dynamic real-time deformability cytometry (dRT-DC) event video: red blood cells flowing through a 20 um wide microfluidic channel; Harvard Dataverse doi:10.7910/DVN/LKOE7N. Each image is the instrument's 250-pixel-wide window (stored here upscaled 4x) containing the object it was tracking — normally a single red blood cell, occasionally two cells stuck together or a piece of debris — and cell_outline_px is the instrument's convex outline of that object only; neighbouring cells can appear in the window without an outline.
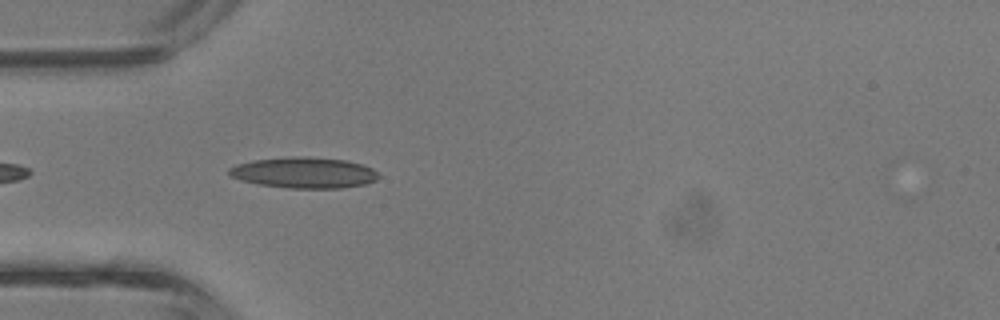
{"species": "common noctule bat (a hibernating species)", "species_latin": "Nyctalus noctula", "temperature_condition": "room temperature", "stored_images_in_passage": 4, "camera_frame_rate_fps": 3000, "um_per_image_px": 0.085, "animal": {"sex": "male", "body_mass_g": 13.3}, "frame": {"image": 1, "passage_image": 4, "time_ms": 1.0, "image_size_px": [1000, 320], "cell_outline_px": [[380, 176], [376, 180], [364, 184], [340, 188], [288, 188], [260, 184], [240, 180], [228, 176], [228, 168], [236, 164], [252, 160], [296, 156], [308, 156], [348, 160], [364, 164], [372, 168]], "centroid_in_image_um": [25.83, 14.66], "position_along_channel_um": 59.2, "area_um2": 27.17}}